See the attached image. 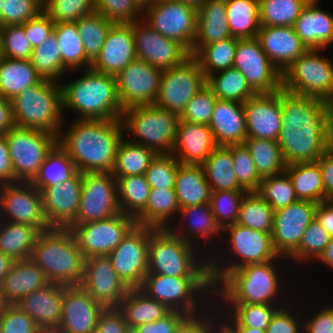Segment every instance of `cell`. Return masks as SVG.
I'll list each match as a JSON object with an SVG mask.
<instances>
[{
    "mask_svg": "<svg viewBox=\"0 0 333 333\" xmlns=\"http://www.w3.org/2000/svg\"><path fill=\"white\" fill-rule=\"evenodd\" d=\"M57 283H49L20 301L17 305L36 323L38 328H58L62 315V288Z\"/></svg>",
    "mask_w": 333,
    "mask_h": 333,
    "instance_id": "obj_32",
    "label": "cell"
},
{
    "mask_svg": "<svg viewBox=\"0 0 333 333\" xmlns=\"http://www.w3.org/2000/svg\"><path fill=\"white\" fill-rule=\"evenodd\" d=\"M80 286L105 308L119 307L129 291L108 256L85 258Z\"/></svg>",
    "mask_w": 333,
    "mask_h": 333,
    "instance_id": "obj_23",
    "label": "cell"
},
{
    "mask_svg": "<svg viewBox=\"0 0 333 333\" xmlns=\"http://www.w3.org/2000/svg\"><path fill=\"white\" fill-rule=\"evenodd\" d=\"M228 305L229 307H226ZM223 305L227 312V320L234 327H252L261 330H266L269 325L270 319L275 311L282 307L281 304L267 305V304H226ZM230 308V309H227ZM233 314V315H232ZM230 315V316H229ZM229 316V317H228Z\"/></svg>",
    "mask_w": 333,
    "mask_h": 333,
    "instance_id": "obj_55",
    "label": "cell"
},
{
    "mask_svg": "<svg viewBox=\"0 0 333 333\" xmlns=\"http://www.w3.org/2000/svg\"><path fill=\"white\" fill-rule=\"evenodd\" d=\"M226 0H206L197 8L193 56L202 46L232 37L227 20Z\"/></svg>",
    "mask_w": 333,
    "mask_h": 333,
    "instance_id": "obj_34",
    "label": "cell"
},
{
    "mask_svg": "<svg viewBox=\"0 0 333 333\" xmlns=\"http://www.w3.org/2000/svg\"><path fill=\"white\" fill-rule=\"evenodd\" d=\"M274 211L296 202L294 187L286 172L263 177L256 191Z\"/></svg>",
    "mask_w": 333,
    "mask_h": 333,
    "instance_id": "obj_56",
    "label": "cell"
},
{
    "mask_svg": "<svg viewBox=\"0 0 333 333\" xmlns=\"http://www.w3.org/2000/svg\"><path fill=\"white\" fill-rule=\"evenodd\" d=\"M0 226V252L14 260L30 258L42 232L30 225L5 220Z\"/></svg>",
    "mask_w": 333,
    "mask_h": 333,
    "instance_id": "obj_41",
    "label": "cell"
},
{
    "mask_svg": "<svg viewBox=\"0 0 333 333\" xmlns=\"http://www.w3.org/2000/svg\"><path fill=\"white\" fill-rule=\"evenodd\" d=\"M68 130L60 129L58 144L75 162L79 172H112L116 150L123 138L122 119H75Z\"/></svg>",
    "mask_w": 333,
    "mask_h": 333,
    "instance_id": "obj_2",
    "label": "cell"
},
{
    "mask_svg": "<svg viewBox=\"0 0 333 333\" xmlns=\"http://www.w3.org/2000/svg\"><path fill=\"white\" fill-rule=\"evenodd\" d=\"M244 144L249 149L261 178L285 172L286 164L277 141L246 138Z\"/></svg>",
    "mask_w": 333,
    "mask_h": 333,
    "instance_id": "obj_48",
    "label": "cell"
},
{
    "mask_svg": "<svg viewBox=\"0 0 333 333\" xmlns=\"http://www.w3.org/2000/svg\"><path fill=\"white\" fill-rule=\"evenodd\" d=\"M43 11V0H3L1 27L22 25Z\"/></svg>",
    "mask_w": 333,
    "mask_h": 333,
    "instance_id": "obj_65",
    "label": "cell"
},
{
    "mask_svg": "<svg viewBox=\"0 0 333 333\" xmlns=\"http://www.w3.org/2000/svg\"><path fill=\"white\" fill-rule=\"evenodd\" d=\"M124 313L118 307H107L100 313L94 333H127Z\"/></svg>",
    "mask_w": 333,
    "mask_h": 333,
    "instance_id": "obj_69",
    "label": "cell"
},
{
    "mask_svg": "<svg viewBox=\"0 0 333 333\" xmlns=\"http://www.w3.org/2000/svg\"><path fill=\"white\" fill-rule=\"evenodd\" d=\"M205 84L204 72L198 61L190 56L182 64L162 72L154 105L181 115L188 102Z\"/></svg>",
    "mask_w": 333,
    "mask_h": 333,
    "instance_id": "obj_15",
    "label": "cell"
},
{
    "mask_svg": "<svg viewBox=\"0 0 333 333\" xmlns=\"http://www.w3.org/2000/svg\"><path fill=\"white\" fill-rule=\"evenodd\" d=\"M16 182H31L37 175L47 153L57 143L50 132L13 126L4 134Z\"/></svg>",
    "mask_w": 333,
    "mask_h": 333,
    "instance_id": "obj_12",
    "label": "cell"
},
{
    "mask_svg": "<svg viewBox=\"0 0 333 333\" xmlns=\"http://www.w3.org/2000/svg\"><path fill=\"white\" fill-rule=\"evenodd\" d=\"M129 24L134 35L137 59L148 62L154 68L169 70L191 56L182 44L162 36L143 19Z\"/></svg>",
    "mask_w": 333,
    "mask_h": 333,
    "instance_id": "obj_20",
    "label": "cell"
},
{
    "mask_svg": "<svg viewBox=\"0 0 333 333\" xmlns=\"http://www.w3.org/2000/svg\"><path fill=\"white\" fill-rule=\"evenodd\" d=\"M189 316L181 311L171 310L154 322L139 325L135 329L140 333H177Z\"/></svg>",
    "mask_w": 333,
    "mask_h": 333,
    "instance_id": "obj_68",
    "label": "cell"
},
{
    "mask_svg": "<svg viewBox=\"0 0 333 333\" xmlns=\"http://www.w3.org/2000/svg\"><path fill=\"white\" fill-rule=\"evenodd\" d=\"M310 0L296 19L294 29L307 49H326L333 43V15Z\"/></svg>",
    "mask_w": 333,
    "mask_h": 333,
    "instance_id": "obj_33",
    "label": "cell"
},
{
    "mask_svg": "<svg viewBox=\"0 0 333 333\" xmlns=\"http://www.w3.org/2000/svg\"><path fill=\"white\" fill-rule=\"evenodd\" d=\"M180 208L174 189L151 188L146 207L135 220L141 226L156 229L170 228V221H173L174 215L179 214Z\"/></svg>",
    "mask_w": 333,
    "mask_h": 333,
    "instance_id": "obj_36",
    "label": "cell"
},
{
    "mask_svg": "<svg viewBox=\"0 0 333 333\" xmlns=\"http://www.w3.org/2000/svg\"><path fill=\"white\" fill-rule=\"evenodd\" d=\"M174 190L180 207L210 204L212 191L202 165L180 163Z\"/></svg>",
    "mask_w": 333,
    "mask_h": 333,
    "instance_id": "obj_35",
    "label": "cell"
},
{
    "mask_svg": "<svg viewBox=\"0 0 333 333\" xmlns=\"http://www.w3.org/2000/svg\"><path fill=\"white\" fill-rule=\"evenodd\" d=\"M286 308L287 306L279 307L275 311L266 328L267 333H303V323L301 324L300 320L295 317L297 315L294 312H290V309Z\"/></svg>",
    "mask_w": 333,
    "mask_h": 333,
    "instance_id": "obj_70",
    "label": "cell"
},
{
    "mask_svg": "<svg viewBox=\"0 0 333 333\" xmlns=\"http://www.w3.org/2000/svg\"><path fill=\"white\" fill-rule=\"evenodd\" d=\"M256 38L281 74L307 50L293 26H260Z\"/></svg>",
    "mask_w": 333,
    "mask_h": 333,
    "instance_id": "obj_28",
    "label": "cell"
},
{
    "mask_svg": "<svg viewBox=\"0 0 333 333\" xmlns=\"http://www.w3.org/2000/svg\"><path fill=\"white\" fill-rule=\"evenodd\" d=\"M150 227L136 224L107 256L129 289L140 288L148 273Z\"/></svg>",
    "mask_w": 333,
    "mask_h": 333,
    "instance_id": "obj_16",
    "label": "cell"
},
{
    "mask_svg": "<svg viewBox=\"0 0 333 333\" xmlns=\"http://www.w3.org/2000/svg\"><path fill=\"white\" fill-rule=\"evenodd\" d=\"M139 289L169 309L181 311L189 317L201 315L199 307L203 304L200 300L205 297L204 294L208 293L206 296L209 295L214 304L210 277H174L147 273Z\"/></svg>",
    "mask_w": 333,
    "mask_h": 333,
    "instance_id": "obj_10",
    "label": "cell"
},
{
    "mask_svg": "<svg viewBox=\"0 0 333 333\" xmlns=\"http://www.w3.org/2000/svg\"><path fill=\"white\" fill-rule=\"evenodd\" d=\"M316 163L319 165L324 185V202L333 198V149L325 152Z\"/></svg>",
    "mask_w": 333,
    "mask_h": 333,
    "instance_id": "obj_71",
    "label": "cell"
},
{
    "mask_svg": "<svg viewBox=\"0 0 333 333\" xmlns=\"http://www.w3.org/2000/svg\"><path fill=\"white\" fill-rule=\"evenodd\" d=\"M30 62L38 74L46 80L56 81L68 71L62 64L57 38L52 33L44 42L33 48Z\"/></svg>",
    "mask_w": 333,
    "mask_h": 333,
    "instance_id": "obj_54",
    "label": "cell"
},
{
    "mask_svg": "<svg viewBox=\"0 0 333 333\" xmlns=\"http://www.w3.org/2000/svg\"><path fill=\"white\" fill-rule=\"evenodd\" d=\"M143 20L162 36L192 51L196 35L197 7L174 0H156L143 6Z\"/></svg>",
    "mask_w": 333,
    "mask_h": 333,
    "instance_id": "obj_13",
    "label": "cell"
},
{
    "mask_svg": "<svg viewBox=\"0 0 333 333\" xmlns=\"http://www.w3.org/2000/svg\"><path fill=\"white\" fill-rule=\"evenodd\" d=\"M49 284L41 268L30 258L15 260L0 282V298L3 304H16L28 294Z\"/></svg>",
    "mask_w": 333,
    "mask_h": 333,
    "instance_id": "obj_30",
    "label": "cell"
},
{
    "mask_svg": "<svg viewBox=\"0 0 333 333\" xmlns=\"http://www.w3.org/2000/svg\"><path fill=\"white\" fill-rule=\"evenodd\" d=\"M228 147L232 152L233 168L238 183L247 192H256L262 178L256 171L249 149L245 144L229 145Z\"/></svg>",
    "mask_w": 333,
    "mask_h": 333,
    "instance_id": "obj_61",
    "label": "cell"
},
{
    "mask_svg": "<svg viewBox=\"0 0 333 333\" xmlns=\"http://www.w3.org/2000/svg\"><path fill=\"white\" fill-rule=\"evenodd\" d=\"M317 205L311 201L297 200L275 211L271 236L279 256L289 258L298 248L305 230L315 219Z\"/></svg>",
    "mask_w": 333,
    "mask_h": 333,
    "instance_id": "obj_22",
    "label": "cell"
},
{
    "mask_svg": "<svg viewBox=\"0 0 333 333\" xmlns=\"http://www.w3.org/2000/svg\"><path fill=\"white\" fill-rule=\"evenodd\" d=\"M288 174L298 200L314 203L324 202V185L319 165L316 162L286 165Z\"/></svg>",
    "mask_w": 333,
    "mask_h": 333,
    "instance_id": "obj_43",
    "label": "cell"
},
{
    "mask_svg": "<svg viewBox=\"0 0 333 333\" xmlns=\"http://www.w3.org/2000/svg\"><path fill=\"white\" fill-rule=\"evenodd\" d=\"M118 308L124 313L128 328L154 322L171 311L165 304L148 297L139 288L129 289Z\"/></svg>",
    "mask_w": 333,
    "mask_h": 333,
    "instance_id": "obj_39",
    "label": "cell"
},
{
    "mask_svg": "<svg viewBox=\"0 0 333 333\" xmlns=\"http://www.w3.org/2000/svg\"><path fill=\"white\" fill-rule=\"evenodd\" d=\"M322 49H307L282 73V89L324 101L333 99V61Z\"/></svg>",
    "mask_w": 333,
    "mask_h": 333,
    "instance_id": "obj_11",
    "label": "cell"
},
{
    "mask_svg": "<svg viewBox=\"0 0 333 333\" xmlns=\"http://www.w3.org/2000/svg\"><path fill=\"white\" fill-rule=\"evenodd\" d=\"M34 320L15 304H4L0 312V333H35Z\"/></svg>",
    "mask_w": 333,
    "mask_h": 333,
    "instance_id": "obj_66",
    "label": "cell"
},
{
    "mask_svg": "<svg viewBox=\"0 0 333 333\" xmlns=\"http://www.w3.org/2000/svg\"><path fill=\"white\" fill-rule=\"evenodd\" d=\"M124 130L131 142L153 149L157 154H171L180 115L154 104L135 105L124 109Z\"/></svg>",
    "mask_w": 333,
    "mask_h": 333,
    "instance_id": "obj_8",
    "label": "cell"
},
{
    "mask_svg": "<svg viewBox=\"0 0 333 333\" xmlns=\"http://www.w3.org/2000/svg\"><path fill=\"white\" fill-rule=\"evenodd\" d=\"M209 127L217 145L244 144L247 131L243 103L217 99Z\"/></svg>",
    "mask_w": 333,
    "mask_h": 333,
    "instance_id": "obj_31",
    "label": "cell"
},
{
    "mask_svg": "<svg viewBox=\"0 0 333 333\" xmlns=\"http://www.w3.org/2000/svg\"><path fill=\"white\" fill-rule=\"evenodd\" d=\"M105 307L81 286L62 288L61 333H94L98 317Z\"/></svg>",
    "mask_w": 333,
    "mask_h": 333,
    "instance_id": "obj_25",
    "label": "cell"
},
{
    "mask_svg": "<svg viewBox=\"0 0 333 333\" xmlns=\"http://www.w3.org/2000/svg\"><path fill=\"white\" fill-rule=\"evenodd\" d=\"M83 70L82 77L61 85L63 110L76 111L80 114L77 119H122L124 109L119 101L115 76L92 68Z\"/></svg>",
    "mask_w": 333,
    "mask_h": 333,
    "instance_id": "obj_3",
    "label": "cell"
},
{
    "mask_svg": "<svg viewBox=\"0 0 333 333\" xmlns=\"http://www.w3.org/2000/svg\"><path fill=\"white\" fill-rule=\"evenodd\" d=\"M120 212L117 180L112 172L83 173L79 209L70 224L107 219Z\"/></svg>",
    "mask_w": 333,
    "mask_h": 333,
    "instance_id": "obj_17",
    "label": "cell"
},
{
    "mask_svg": "<svg viewBox=\"0 0 333 333\" xmlns=\"http://www.w3.org/2000/svg\"><path fill=\"white\" fill-rule=\"evenodd\" d=\"M95 9L114 23L137 21L143 13L138 0H95Z\"/></svg>",
    "mask_w": 333,
    "mask_h": 333,
    "instance_id": "obj_64",
    "label": "cell"
},
{
    "mask_svg": "<svg viewBox=\"0 0 333 333\" xmlns=\"http://www.w3.org/2000/svg\"><path fill=\"white\" fill-rule=\"evenodd\" d=\"M33 47L21 25L0 27V56L29 60Z\"/></svg>",
    "mask_w": 333,
    "mask_h": 333,
    "instance_id": "obj_60",
    "label": "cell"
},
{
    "mask_svg": "<svg viewBox=\"0 0 333 333\" xmlns=\"http://www.w3.org/2000/svg\"><path fill=\"white\" fill-rule=\"evenodd\" d=\"M202 167L212 192L220 190L246 191L238 183L233 168L232 152L228 146L217 145Z\"/></svg>",
    "mask_w": 333,
    "mask_h": 333,
    "instance_id": "obj_40",
    "label": "cell"
},
{
    "mask_svg": "<svg viewBox=\"0 0 333 333\" xmlns=\"http://www.w3.org/2000/svg\"><path fill=\"white\" fill-rule=\"evenodd\" d=\"M115 178L120 211L135 218L146 207L150 194L151 188L146 177L136 175Z\"/></svg>",
    "mask_w": 333,
    "mask_h": 333,
    "instance_id": "obj_49",
    "label": "cell"
},
{
    "mask_svg": "<svg viewBox=\"0 0 333 333\" xmlns=\"http://www.w3.org/2000/svg\"><path fill=\"white\" fill-rule=\"evenodd\" d=\"M247 138L277 141L281 130V89L256 93L243 103Z\"/></svg>",
    "mask_w": 333,
    "mask_h": 333,
    "instance_id": "obj_24",
    "label": "cell"
},
{
    "mask_svg": "<svg viewBox=\"0 0 333 333\" xmlns=\"http://www.w3.org/2000/svg\"><path fill=\"white\" fill-rule=\"evenodd\" d=\"M226 10L232 37H257L260 28L258 0H226Z\"/></svg>",
    "mask_w": 333,
    "mask_h": 333,
    "instance_id": "obj_46",
    "label": "cell"
},
{
    "mask_svg": "<svg viewBox=\"0 0 333 333\" xmlns=\"http://www.w3.org/2000/svg\"><path fill=\"white\" fill-rule=\"evenodd\" d=\"M10 102L14 126L44 130L58 137L65 121L62 88L57 81L42 79Z\"/></svg>",
    "mask_w": 333,
    "mask_h": 333,
    "instance_id": "obj_6",
    "label": "cell"
},
{
    "mask_svg": "<svg viewBox=\"0 0 333 333\" xmlns=\"http://www.w3.org/2000/svg\"><path fill=\"white\" fill-rule=\"evenodd\" d=\"M179 215L183 216L182 218L183 220H188L187 222L184 221L186 223L185 227H183V229L181 228V230L180 228L177 229L178 231L174 229L172 226L169 229L176 236L181 237L184 241L188 242L189 244H193L191 242L192 239L190 238L191 236L194 237L193 235L199 234V236L203 238V241H205L204 246H206L207 242L208 241L210 242V239H212L213 237L216 236L217 238L219 237L220 239V237L224 235L223 229L217 223L215 216L213 215L210 204L181 207ZM185 230L186 231L188 230L187 232L188 235L186 234Z\"/></svg>",
    "mask_w": 333,
    "mask_h": 333,
    "instance_id": "obj_38",
    "label": "cell"
},
{
    "mask_svg": "<svg viewBox=\"0 0 333 333\" xmlns=\"http://www.w3.org/2000/svg\"><path fill=\"white\" fill-rule=\"evenodd\" d=\"M75 23L83 42L86 57L93 62L100 53L106 35L114 22L95 11L81 17Z\"/></svg>",
    "mask_w": 333,
    "mask_h": 333,
    "instance_id": "obj_53",
    "label": "cell"
},
{
    "mask_svg": "<svg viewBox=\"0 0 333 333\" xmlns=\"http://www.w3.org/2000/svg\"><path fill=\"white\" fill-rule=\"evenodd\" d=\"M55 22L41 11L35 18L26 21L21 26L33 48L44 42L52 33Z\"/></svg>",
    "mask_w": 333,
    "mask_h": 333,
    "instance_id": "obj_67",
    "label": "cell"
},
{
    "mask_svg": "<svg viewBox=\"0 0 333 333\" xmlns=\"http://www.w3.org/2000/svg\"><path fill=\"white\" fill-rule=\"evenodd\" d=\"M83 173L41 191L44 215L51 227L66 228L79 209Z\"/></svg>",
    "mask_w": 333,
    "mask_h": 333,
    "instance_id": "obj_26",
    "label": "cell"
},
{
    "mask_svg": "<svg viewBox=\"0 0 333 333\" xmlns=\"http://www.w3.org/2000/svg\"><path fill=\"white\" fill-rule=\"evenodd\" d=\"M224 231L228 233L227 236L230 241L227 244H229L230 252L233 253V258H229L231 260H227L228 264L225 262L226 265H224V263L220 264L221 261L217 260V256L214 258L212 255L209 258L206 256L208 259L209 277L213 287L229 271L239 269L248 264L263 263L284 258L276 252L271 233L254 230L237 223L224 227Z\"/></svg>",
    "mask_w": 333,
    "mask_h": 333,
    "instance_id": "obj_9",
    "label": "cell"
},
{
    "mask_svg": "<svg viewBox=\"0 0 333 333\" xmlns=\"http://www.w3.org/2000/svg\"><path fill=\"white\" fill-rule=\"evenodd\" d=\"M247 191L220 190L211 192L210 206L217 223L224 227L238 220L240 203Z\"/></svg>",
    "mask_w": 333,
    "mask_h": 333,
    "instance_id": "obj_58",
    "label": "cell"
},
{
    "mask_svg": "<svg viewBox=\"0 0 333 333\" xmlns=\"http://www.w3.org/2000/svg\"><path fill=\"white\" fill-rule=\"evenodd\" d=\"M43 11L54 22H76L96 11L95 0H43Z\"/></svg>",
    "mask_w": 333,
    "mask_h": 333,
    "instance_id": "obj_59",
    "label": "cell"
},
{
    "mask_svg": "<svg viewBox=\"0 0 333 333\" xmlns=\"http://www.w3.org/2000/svg\"><path fill=\"white\" fill-rule=\"evenodd\" d=\"M55 34L60 49L62 64L68 70L91 68L92 62L86 57L82 39L75 22H55Z\"/></svg>",
    "mask_w": 333,
    "mask_h": 333,
    "instance_id": "obj_45",
    "label": "cell"
},
{
    "mask_svg": "<svg viewBox=\"0 0 333 333\" xmlns=\"http://www.w3.org/2000/svg\"><path fill=\"white\" fill-rule=\"evenodd\" d=\"M179 164L173 154H157L145 172L150 188L174 189Z\"/></svg>",
    "mask_w": 333,
    "mask_h": 333,
    "instance_id": "obj_62",
    "label": "cell"
},
{
    "mask_svg": "<svg viewBox=\"0 0 333 333\" xmlns=\"http://www.w3.org/2000/svg\"><path fill=\"white\" fill-rule=\"evenodd\" d=\"M0 208L6 214L5 221L30 225L41 232L52 228L44 215L41 192L31 182L0 185Z\"/></svg>",
    "mask_w": 333,
    "mask_h": 333,
    "instance_id": "obj_19",
    "label": "cell"
},
{
    "mask_svg": "<svg viewBox=\"0 0 333 333\" xmlns=\"http://www.w3.org/2000/svg\"><path fill=\"white\" fill-rule=\"evenodd\" d=\"M177 333H210V316L202 313L200 316L189 317Z\"/></svg>",
    "mask_w": 333,
    "mask_h": 333,
    "instance_id": "obj_74",
    "label": "cell"
},
{
    "mask_svg": "<svg viewBox=\"0 0 333 333\" xmlns=\"http://www.w3.org/2000/svg\"><path fill=\"white\" fill-rule=\"evenodd\" d=\"M162 72L137 58L120 70L115 78L122 108L154 104L159 93Z\"/></svg>",
    "mask_w": 333,
    "mask_h": 333,
    "instance_id": "obj_21",
    "label": "cell"
},
{
    "mask_svg": "<svg viewBox=\"0 0 333 333\" xmlns=\"http://www.w3.org/2000/svg\"><path fill=\"white\" fill-rule=\"evenodd\" d=\"M233 67L245 76L256 93L282 89V74L262 50L257 38H237Z\"/></svg>",
    "mask_w": 333,
    "mask_h": 333,
    "instance_id": "obj_18",
    "label": "cell"
},
{
    "mask_svg": "<svg viewBox=\"0 0 333 333\" xmlns=\"http://www.w3.org/2000/svg\"><path fill=\"white\" fill-rule=\"evenodd\" d=\"M193 247L196 245L176 236L169 228L150 227L148 273L174 277H209L208 260H198Z\"/></svg>",
    "mask_w": 333,
    "mask_h": 333,
    "instance_id": "obj_7",
    "label": "cell"
},
{
    "mask_svg": "<svg viewBox=\"0 0 333 333\" xmlns=\"http://www.w3.org/2000/svg\"><path fill=\"white\" fill-rule=\"evenodd\" d=\"M14 126L11 102L9 99L0 97V136Z\"/></svg>",
    "mask_w": 333,
    "mask_h": 333,
    "instance_id": "obj_76",
    "label": "cell"
},
{
    "mask_svg": "<svg viewBox=\"0 0 333 333\" xmlns=\"http://www.w3.org/2000/svg\"><path fill=\"white\" fill-rule=\"evenodd\" d=\"M42 79L30 60L0 56V97L11 100L27 87L38 84Z\"/></svg>",
    "mask_w": 333,
    "mask_h": 333,
    "instance_id": "obj_37",
    "label": "cell"
},
{
    "mask_svg": "<svg viewBox=\"0 0 333 333\" xmlns=\"http://www.w3.org/2000/svg\"><path fill=\"white\" fill-rule=\"evenodd\" d=\"M218 72L206 79L217 99L244 103L256 94L238 69L232 67Z\"/></svg>",
    "mask_w": 333,
    "mask_h": 333,
    "instance_id": "obj_47",
    "label": "cell"
},
{
    "mask_svg": "<svg viewBox=\"0 0 333 333\" xmlns=\"http://www.w3.org/2000/svg\"><path fill=\"white\" fill-rule=\"evenodd\" d=\"M128 140L122 138L118 144L115 167L112 171L114 177L145 175L151 161L157 155L153 149Z\"/></svg>",
    "mask_w": 333,
    "mask_h": 333,
    "instance_id": "obj_44",
    "label": "cell"
},
{
    "mask_svg": "<svg viewBox=\"0 0 333 333\" xmlns=\"http://www.w3.org/2000/svg\"><path fill=\"white\" fill-rule=\"evenodd\" d=\"M278 260L281 259L248 264L229 271L213 287V298L217 297L216 301L219 299L221 303L224 301L222 305L255 303L275 305V302L279 301L278 294L283 293L280 292V275L275 263Z\"/></svg>",
    "mask_w": 333,
    "mask_h": 333,
    "instance_id": "obj_5",
    "label": "cell"
},
{
    "mask_svg": "<svg viewBox=\"0 0 333 333\" xmlns=\"http://www.w3.org/2000/svg\"><path fill=\"white\" fill-rule=\"evenodd\" d=\"M15 260L8 255L0 252V282L7 275Z\"/></svg>",
    "mask_w": 333,
    "mask_h": 333,
    "instance_id": "obj_79",
    "label": "cell"
},
{
    "mask_svg": "<svg viewBox=\"0 0 333 333\" xmlns=\"http://www.w3.org/2000/svg\"><path fill=\"white\" fill-rule=\"evenodd\" d=\"M237 47V38L230 37L226 40L202 46L193 57L198 61L201 70L207 79L211 74L232 68Z\"/></svg>",
    "mask_w": 333,
    "mask_h": 333,
    "instance_id": "obj_50",
    "label": "cell"
},
{
    "mask_svg": "<svg viewBox=\"0 0 333 333\" xmlns=\"http://www.w3.org/2000/svg\"><path fill=\"white\" fill-rule=\"evenodd\" d=\"M78 169L75 162L58 142L47 153L44 162L31 183L41 192L72 178Z\"/></svg>",
    "mask_w": 333,
    "mask_h": 333,
    "instance_id": "obj_42",
    "label": "cell"
},
{
    "mask_svg": "<svg viewBox=\"0 0 333 333\" xmlns=\"http://www.w3.org/2000/svg\"><path fill=\"white\" fill-rule=\"evenodd\" d=\"M30 259L41 268L49 283L80 286L85 258L70 229L52 227L42 232Z\"/></svg>",
    "mask_w": 333,
    "mask_h": 333,
    "instance_id": "obj_4",
    "label": "cell"
},
{
    "mask_svg": "<svg viewBox=\"0 0 333 333\" xmlns=\"http://www.w3.org/2000/svg\"><path fill=\"white\" fill-rule=\"evenodd\" d=\"M216 101L217 97L206 83L188 102L180 120L209 125Z\"/></svg>",
    "mask_w": 333,
    "mask_h": 333,
    "instance_id": "obj_63",
    "label": "cell"
},
{
    "mask_svg": "<svg viewBox=\"0 0 333 333\" xmlns=\"http://www.w3.org/2000/svg\"><path fill=\"white\" fill-rule=\"evenodd\" d=\"M312 318L303 323V333H331V305L324 306Z\"/></svg>",
    "mask_w": 333,
    "mask_h": 333,
    "instance_id": "obj_72",
    "label": "cell"
},
{
    "mask_svg": "<svg viewBox=\"0 0 333 333\" xmlns=\"http://www.w3.org/2000/svg\"><path fill=\"white\" fill-rule=\"evenodd\" d=\"M315 219L333 238V205L329 201L318 203Z\"/></svg>",
    "mask_w": 333,
    "mask_h": 333,
    "instance_id": "obj_75",
    "label": "cell"
},
{
    "mask_svg": "<svg viewBox=\"0 0 333 333\" xmlns=\"http://www.w3.org/2000/svg\"><path fill=\"white\" fill-rule=\"evenodd\" d=\"M331 239L329 233L314 219L305 230L298 248L289 257L297 263L317 260Z\"/></svg>",
    "mask_w": 333,
    "mask_h": 333,
    "instance_id": "obj_57",
    "label": "cell"
},
{
    "mask_svg": "<svg viewBox=\"0 0 333 333\" xmlns=\"http://www.w3.org/2000/svg\"><path fill=\"white\" fill-rule=\"evenodd\" d=\"M328 144L333 149V99L326 102Z\"/></svg>",
    "mask_w": 333,
    "mask_h": 333,
    "instance_id": "obj_78",
    "label": "cell"
},
{
    "mask_svg": "<svg viewBox=\"0 0 333 333\" xmlns=\"http://www.w3.org/2000/svg\"><path fill=\"white\" fill-rule=\"evenodd\" d=\"M275 211L256 192H247L240 203L237 224L271 233Z\"/></svg>",
    "mask_w": 333,
    "mask_h": 333,
    "instance_id": "obj_51",
    "label": "cell"
},
{
    "mask_svg": "<svg viewBox=\"0 0 333 333\" xmlns=\"http://www.w3.org/2000/svg\"><path fill=\"white\" fill-rule=\"evenodd\" d=\"M216 146L209 125L180 120L171 154L181 164L202 165Z\"/></svg>",
    "mask_w": 333,
    "mask_h": 333,
    "instance_id": "obj_29",
    "label": "cell"
},
{
    "mask_svg": "<svg viewBox=\"0 0 333 333\" xmlns=\"http://www.w3.org/2000/svg\"><path fill=\"white\" fill-rule=\"evenodd\" d=\"M134 217L119 213L110 218L69 224L84 258L107 256L136 225Z\"/></svg>",
    "mask_w": 333,
    "mask_h": 333,
    "instance_id": "obj_14",
    "label": "cell"
},
{
    "mask_svg": "<svg viewBox=\"0 0 333 333\" xmlns=\"http://www.w3.org/2000/svg\"><path fill=\"white\" fill-rule=\"evenodd\" d=\"M16 183L5 136H0V185Z\"/></svg>",
    "mask_w": 333,
    "mask_h": 333,
    "instance_id": "obj_73",
    "label": "cell"
},
{
    "mask_svg": "<svg viewBox=\"0 0 333 333\" xmlns=\"http://www.w3.org/2000/svg\"><path fill=\"white\" fill-rule=\"evenodd\" d=\"M281 120L277 143L286 165L316 162L330 149L326 101L281 89Z\"/></svg>",
    "mask_w": 333,
    "mask_h": 333,
    "instance_id": "obj_1",
    "label": "cell"
},
{
    "mask_svg": "<svg viewBox=\"0 0 333 333\" xmlns=\"http://www.w3.org/2000/svg\"><path fill=\"white\" fill-rule=\"evenodd\" d=\"M221 320H213L212 316L210 317V333H239V331L225 318L223 320L221 315Z\"/></svg>",
    "mask_w": 333,
    "mask_h": 333,
    "instance_id": "obj_77",
    "label": "cell"
},
{
    "mask_svg": "<svg viewBox=\"0 0 333 333\" xmlns=\"http://www.w3.org/2000/svg\"><path fill=\"white\" fill-rule=\"evenodd\" d=\"M310 0H258L260 26H294Z\"/></svg>",
    "mask_w": 333,
    "mask_h": 333,
    "instance_id": "obj_52",
    "label": "cell"
},
{
    "mask_svg": "<svg viewBox=\"0 0 333 333\" xmlns=\"http://www.w3.org/2000/svg\"><path fill=\"white\" fill-rule=\"evenodd\" d=\"M136 58L134 35L130 24L114 23L91 68L115 76Z\"/></svg>",
    "mask_w": 333,
    "mask_h": 333,
    "instance_id": "obj_27",
    "label": "cell"
},
{
    "mask_svg": "<svg viewBox=\"0 0 333 333\" xmlns=\"http://www.w3.org/2000/svg\"><path fill=\"white\" fill-rule=\"evenodd\" d=\"M317 260L321 261L330 268H333V238L331 239V241L326 246V248L318 257Z\"/></svg>",
    "mask_w": 333,
    "mask_h": 333,
    "instance_id": "obj_80",
    "label": "cell"
}]
</instances>
